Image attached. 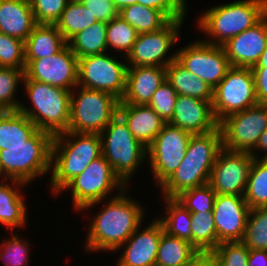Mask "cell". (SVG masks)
Returning <instances> with one entry per match:
<instances>
[{"label": "cell", "mask_w": 267, "mask_h": 266, "mask_svg": "<svg viewBox=\"0 0 267 266\" xmlns=\"http://www.w3.org/2000/svg\"><path fill=\"white\" fill-rule=\"evenodd\" d=\"M198 250L188 241L163 232L160 238L156 266H179L192 259Z\"/></svg>", "instance_id": "cell-31"}, {"label": "cell", "mask_w": 267, "mask_h": 266, "mask_svg": "<svg viewBox=\"0 0 267 266\" xmlns=\"http://www.w3.org/2000/svg\"><path fill=\"white\" fill-rule=\"evenodd\" d=\"M25 62L24 75L30 80L70 91L78 85V58L68 44L55 55Z\"/></svg>", "instance_id": "cell-17"}, {"label": "cell", "mask_w": 267, "mask_h": 266, "mask_svg": "<svg viewBox=\"0 0 267 266\" xmlns=\"http://www.w3.org/2000/svg\"><path fill=\"white\" fill-rule=\"evenodd\" d=\"M100 137L102 155L128 187L137 169L148 161L147 148L132 135L118 114L100 133Z\"/></svg>", "instance_id": "cell-7"}, {"label": "cell", "mask_w": 267, "mask_h": 266, "mask_svg": "<svg viewBox=\"0 0 267 266\" xmlns=\"http://www.w3.org/2000/svg\"><path fill=\"white\" fill-rule=\"evenodd\" d=\"M249 210L243 196L216 195L212 214L217 232V246L222 242L242 241Z\"/></svg>", "instance_id": "cell-18"}, {"label": "cell", "mask_w": 267, "mask_h": 266, "mask_svg": "<svg viewBox=\"0 0 267 266\" xmlns=\"http://www.w3.org/2000/svg\"><path fill=\"white\" fill-rule=\"evenodd\" d=\"M29 0H0V32L25 42L36 25Z\"/></svg>", "instance_id": "cell-25"}, {"label": "cell", "mask_w": 267, "mask_h": 266, "mask_svg": "<svg viewBox=\"0 0 267 266\" xmlns=\"http://www.w3.org/2000/svg\"><path fill=\"white\" fill-rule=\"evenodd\" d=\"M117 114L127 124L132 135L146 148L166 124L148 105L119 103Z\"/></svg>", "instance_id": "cell-23"}, {"label": "cell", "mask_w": 267, "mask_h": 266, "mask_svg": "<svg viewBox=\"0 0 267 266\" xmlns=\"http://www.w3.org/2000/svg\"><path fill=\"white\" fill-rule=\"evenodd\" d=\"M166 80L171 84L177 95H185L203 101H212L213 89L182 67L176 60L166 67Z\"/></svg>", "instance_id": "cell-28"}, {"label": "cell", "mask_w": 267, "mask_h": 266, "mask_svg": "<svg viewBox=\"0 0 267 266\" xmlns=\"http://www.w3.org/2000/svg\"><path fill=\"white\" fill-rule=\"evenodd\" d=\"M37 24H55L70 0H29Z\"/></svg>", "instance_id": "cell-44"}, {"label": "cell", "mask_w": 267, "mask_h": 266, "mask_svg": "<svg viewBox=\"0 0 267 266\" xmlns=\"http://www.w3.org/2000/svg\"><path fill=\"white\" fill-rule=\"evenodd\" d=\"M117 191L108 201H99L85 206L81 211L92 209L97 204H105L101 212L95 214L88 226V234L83 249L87 252L110 251L114 253L144 223V207L129 196V189ZM105 202V203H104Z\"/></svg>", "instance_id": "cell-1"}, {"label": "cell", "mask_w": 267, "mask_h": 266, "mask_svg": "<svg viewBox=\"0 0 267 266\" xmlns=\"http://www.w3.org/2000/svg\"><path fill=\"white\" fill-rule=\"evenodd\" d=\"M98 22L81 1L70 0L55 23L57 29L68 42L77 33Z\"/></svg>", "instance_id": "cell-32"}, {"label": "cell", "mask_w": 267, "mask_h": 266, "mask_svg": "<svg viewBox=\"0 0 267 266\" xmlns=\"http://www.w3.org/2000/svg\"><path fill=\"white\" fill-rule=\"evenodd\" d=\"M165 80L166 67H128L126 89L119 103L147 105L153 94Z\"/></svg>", "instance_id": "cell-22"}, {"label": "cell", "mask_w": 267, "mask_h": 266, "mask_svg": "<svg viewBox=\"0 0 267 266\" xmlns=\"http://www.w3.org/2000/svg\"><path fill=\"white\" fill-rule=\"evenodd\" d=\"M211 253L219 266H248L249 249L242 241L222 242Z\"/></svg>", "instance_id": "cell-42"}, {"label": "cell", "mask_w": 267, "mask_h": 266, "mask_svg": "<svg viewBox=\"0 0 267 266\" xmlns=\"http://www.w3.org/2000/svg\"><path fill=\"white\" fill-rule=\"evenodd\" d=\"M118 11L123 7L138 3V0H112Z\"/></svg>", "instance_id": "cell-51"}, {"label": "cell", "mask_w": 267, "mask_h": 266, "mask_svg": "<svg viewBox=\"0 0 267 266\" xmlns=\"http://www.w3.org/2000/svg\"><path fill=\"white\" fill-rule=\"evenodd\" d=\"M0 244V261L4 266H28L31 246L28 240L12 231L11 237L3 239Z\"/></svg>", "instance_id": "cell-39"}, {"label": "cell", "mask_w": 267, "mask_h": 266, "mask_svg": "<svg viewBox=\"0 0 267 266\" xmlns=\"http://www.w3.org/2000/svg\"><path fill=\"white\" fill-rule=\"evenodd\" d=\"M127 186L113 172L103 155L93 160L85 170L69 181L57 194L71 190L73 209L81 211L85 206L109 199L115 188L123 191ZM69 189V190H68Z\"/></svg>", "instance_id": "cell-9"}, {"label": "cell", "mask_w": 267, "mask_h": 266, "mask_svg": "<svg viewBox=\"0 0 267 266\" xmlns=\"http://www.w3.org/2000/svg\"><path fill=\"white\" fill-rule=\"evenodd\" d=\"M0 67L25 70L24 42L0 32Z\"/></svg>", "instance_id": "cell-41"}, {"label": "cell", "mask_w": 267, "mask_h": 266, "mask_svg": "<svg viewBox=\"0 0 267 266\" xmlns=\"http://www.w3.org/2000/svg\"><path fill=\"white\" fill-rule=\"evenodd\" d=\"M176 98L177 92L171 84L165 80L153 94L147 105L152 108L165 123H169L173 116Z\"/></svg>", "instance_id": "cell-43"}, {"label": "cell", "mask_w": 267, "mask_h": 266, "mask_svg": "<svg viewBox=\"0 0 267 266\" xmlns=\"http://www.w3.org/2000/svg\"><path fill=\"white\" fill-rule=\"evenodd\" d=\"M38 127L18 110H5L0 113V150L6 146L25 145Z\"/></svg>", "instance_id": "cell-27"}, {"label": "cell", "mask_w": 267, "mask_h": 266, "mask_svg": "<svg viewBox=\"0 0 267 266\" xmlns=\"http://www.w3.org/2000/svg\"><path fill=\"white\" fill-rule=\"evenodd\" d=\"M184 20H171L162 29L140 33L132 46L131 51L125 57L127 67L135 66H160L167 67L176 60V51L167 56L172 46L181 37L180 32ZM170 50V51H169Z\"/></svg>", "instance_id": "cell-13"}, {"label": "cell", "mask_w": 267, "mask_h": 266, "mask_svg": "<svg viewBox=\"0 0 267 266\" xmlns=\"http://www.w3.org/2000/svg\"><path fill=\"white\" fill-rule=\"evenodd\" d=\"M191 133L166 123L147 147V159L155 185L160 187L185 157Z\"/></svg>", "instance_id": "cell-12"}, {"label": "cell", "mask_w": 267, "mask_h": 266, "mask_svg": "<svg viewBox=\"0 0 267 266\" xmlns=\"http://www.w3.org/2000/svg\"><path fill=\"white\" fill-rule=\"evenodd\" d=\"M186 14L189 11L187 9V1L186 0H173Z\"/></svg>", "instance_id": "cell-53"}, {"label": "cell", "mask_w": 267, "mask_h": 266, "mask_svg": "<svg viewBox=\"0 0 267 266\" xmlns=\"http://www.w3.org/2000/svg\"><path fill=\"white\" fill-rule=\"evenodd\" d=\"M191 220V244L198 252H212L217 247V232L212 212H192Z\"/></svg>", "instance_id": "cell-34"}, {"label": "cell", "mask_w": 267, "mask_h": 266, "mask_svg": "<svg viewBox=\"0 0 267 266\" xmlns=\"http://www.w3.org/2000/svg\"><path fill=\"white\" fill-rule=\"evenodd\" d=\"M119 16L139 34L158 31L171 21L162 11L139 3L123 7L119 11Z\"/></svg>", "instance_id": "cell-30"}, {"label": "cell", "mask_w": 267, "mask_h": 266, "mask_svg": "<svg viewBox=\"0 0 267 266\" xmlns=\"http://www.w3.org/2000/svg\"><path fill=\"white\" fill-rule=\"evenodd\" d=\"M216 193L209 183L182 192L175 199L192 212H212Z\"/></svg>", "instance_id": "cell-40"}, {"label": "cell", "mask_w": 267, "mask_h": 266, "mask_svg": "<svg viewBox=\"0 0 267 266\" xmlns=\"http://www.w3.org/2000/svg\"><path fill=\"white\" fill-rule=\"evenodd\" d=\"M107 23L95 22L84 31L77 33L67 43L77 58L108 52Z\"/></svg>", "instance_id": "cell-29"}, {"label": "cell", "mask_w": 267, "mask_h": 266, "mask_svg": "<svg viewBox=\"0 0 267 266\" xmlns=\"http://www.w3.org/2000/svg\"><path fill=\"white\" fill-rule=\"evenodd\" d=\"M67 44L55 24H36L24 42L25 59H41L55 55Z\"/></svg>", "instance_id": "cell-26"}, {"label": "cell", "mask_w": 267, "mask_h": 266, "mask_svg": "<svg viewBox=\"0 0 267 266\" xmlns=\"http://www.w3.org/2000/svg\"><path fill=\"white\" fill-rule=\"evenodd\" d=\"M53 136L38 130L25 145L6 146L0 150L2 179H15L30 184L51 173Z\"/></svg>", "instance_id": "cell-6"}, {"label": "cell", "mask_w": 267, "mask_h": 266, "mask_svg": "<svg viewBox=\"0 0 267 266\" xmlns=\"http://www.w3.org/2000/svg\"><path fill=\"white\" fill-rule=\"evenodd\" d=\"M251 68H267V46L256 65Z\"/></svg>", "instance_id": "cell-52"}, {"label": "cell", "mask_w": 267, "mask_h": 266, "mask_svg": "<svg viewBox=\"0 0 267 266\" xmlns=\"http://www.w3.org/2000/svg\"><path fill=\"white\" fill-rule=\"evenodd\" d=\"M248 266H267V250H249Z\"/></svg>", "instance_id": "cell-48"}, {"label": "cell", "mask_w": 267, "mask_h": 266, "mask_svg": "<svg viewBox=\"0 0 267 266\" xmlns=\"http://www.w3.org/2000/svg\"><path fill=\"white\" fill-rule=\"evenodd\" d=\"M243 197L250 209L267 207V159L254 158Z\"/></svg>", "instance_id": "cell-35"}, {"label": "cell", "mask_w": 267, "mask_h": 266, "mask_svg": "<svg viewBox=\"0 0 267 266\" xmlns=\"http://www.w3.org/2000/svg\"><path fill=\"white\" fill-rule=\"evenodd\" d=\"M166 213L156 217L162 224L164 232L191 243V213L175 198L163 199Z\"/></svg>", "instance_id": "cell-33"}, {"label": "cell", "mask_w": 267, "mask_h": 266, "mask_svg": "<svg viewBox=\"0 0 267 266\" xmlns=\"http://www.w3.org/2000/svg\"><path fill=\"white\" fill-rule=\"evenodd\" d=\"M179 266H195V256L192 259H190L188 262L181 264Z\"/></svg>", "instance_id": "cell-54"}, {"label": "cell", "mask_w": 267, "mask_h": 266, "mask_svg": "<svg viewBox=\"0 0 267 266\" xmlns=\"http://www.w3.org/2000/svg\"><path fill=\"white\" fill-rule=\"evenodd\" d=\"M254 157L249 152L222 148L218 153L209 180L216 194L244 196Z\"/></svg>", "instance_id": "cell-16"}, {"label": "cell", "mask_w": 267, "mask_h": 266, "mask_svg": "<svg viewBox=\"0 0 267 266\" xmlns=\"http://www.w3.org/2000/svg\"><path fill=\"white\" fill-rule=\"evenodd\" d=\"M231 66L251 68L267 46V14L253 27L222 45Z\"/></svg>", "instance_id": "cell-21"}, {"label": "cell", "mask_w": 267, "mask_h": 266, "mask_svg": "<svg viewBox=\"0 0 267 266\" xmlns=\"http://www.w3.org/2000/svg\"><path fill=\"white\" fill-rule=\"evenodd\" d=\"M258 104L251 68L231 66L213 89L212 106L220 123L227 116Z\"/></svg>", "instance_id": "cell-11"}, {"label": "cell", "mask_w": 267, "mask_h": 266, "mask_svg": "<svg viewBox=\"0 0 267 266\" xmlns=\"http://www.w3.org/2000/svg\"><path fill=\"white\" fill-rule=\"evenodd\" d=\"M242 242L249 250H267V207L249 210Z\"/></svg>", "instance_id": "cell-37"}, {"label": "cell", "mask_w": 267, "mask_h": 266, "mask_svg": "<svg viewBox=\"0 0 267 266\" xmlns=\"http://www.w3.org/2000/svg\"><path fill=\"white\" fill-rule=\"evenodd\" d=\"M24 71L14 68L0 67V109L18 110L20 107L19 99L16 97L19 83L23 82Z\"/></svg>", "instance_id": "cell-38"}, {"label": "cell", "mask_w": 267, "mask_h": 266, "mask_svg": "<svg viewBox=\"0 0 267 266\" xmlns=\"http://www.w3.org/2000/svg\"><path fill=\"white\" fill-rule=\"evenodd\" d=\"M97 21L109 23L119 11L112 0H81Z\"/></svg>", "instance_id": "cell-45"}, {"label": "cell", "mask_w": 267, "mask_h": 266, "mask_svg": "<svg viewBox=\"0 0 267 266\" xmlns=\"http://www.w3.org/2000/svg\"><path fill=\"white\" fill-rule=\"evenodd\" d=\"M169 124L180 127L192 135L210 133L219 128L212 101L185 95H177Z\"/></svg>", "instance_id": "cell-20"}, {"label": "cell", "mask_w": 267, "mask_h": 266, "mask_svg": "<svg viewBox=\"0 0 267 266\" xmlns=\"http://www.w3.org/2000/svg\"><path fill=\"white\" fill-rule=\"evenodd\" d=\"M264 151L263 155L260 156L258 152L256 151ZM250 154L255 158V159H267V128L266 130L261 134L259 137V140L255 146V148L250 152ZM259 156V157H258Z\"/></svg>", "instance_id": "cell-50"}, {"label": "cell", "mask_w": 267, "mask_h": 266, "mask_svg": "<svg viewBox=\"0 0 267 266\" xmlns=\"http://www.w3.org/2000/svg\"><path fill=\"white\" fill-rule=\"evenodd\" d=\"M109 53L78 58V86L107 92L119 101L126 89L127 62ZM120 59V60H119Z\"/></svg>", "instance_id": "cell-10"}, {"label": "cell", "mask_w": 267, "mask_h": 266, "mask_svg": "<svg viewBox=\"0 0 267 266\" xmlns=\"http://www.w3.org/2000/svg\"><path fill=\"white\" fill-rule=\"evenodd\" d=\"M222 148L220 127L210 133L191 135L184 159L159 187L161 197L176 198L186 190L209 183L212 167Z\"/></svg>", "instance_id": "cell-2"}, {"label": "cell", "mask_w": 267, "mask_h": 266, "mask_svg": "<svg viewBox=\"0 0 267 266\" xmlns=\"http://www.w3.org/2000/svg\"><path fill=\"white\" fill-rule=\"evenodd\" d=\"M153 220L143 230L141 224L115 251H122L115 266H156L158 246L164 229L158 219Z\"/></svg>", "instance_id": "cell-19"}, {"label": "cell", "mask_w": 267, "mask_h": 266, "mask_svg": "<svg viewBox=\"0 0 267 266\" xmlns=\"http://www.w3.org/2000/svg\"><path fill=\"white\" fill-rule=\"evenodd\" d=\"M102 155L100 134L66 131L53 136L51 194H57L74 177Z\"/></svg>", "instance_id": "cell-3"}, {"label": "cell", "mask_w": 267, "mask_h": 266, "mask_svg": "<svg viewBox=\"0 0 267 266\" xmlns=\"http://www.w3.org/2000/svg\"><path fill=\"white\" fill-rule=\"evenodd\" d=\"M138 3L162 11L170 20H186L187 14L173 0H138Z\"/></svg>", "instance_id": "cell-46"}, {"label": "cell", "mask_w": 267, "mask_h": 266, "mask_svg": "<svg viewBox=\"0 0 267 266\" xmlns=\"http://www.w3.org/2000/svg\"><path fill=\"white\" fill-rule=\"evenodd\" d=\"M139 33L126 22L122 17L117 15L112 21L107 23V46L108 52L111 49L118 50L124 57L131 51L133 44L137 40Z\"/></svg>", "instance_id": "cell-36"}, {"label": "cell", "mask_w": 267, "mask_h": 266, "mask_svg": "<svg viewBox=\"0 0 267 266\" xmlns=\"http://www.w3.org/2000/svg\"><path fill=\"white\" fill-rule=\"evenodd\" d=\"M176 51V61L214 89L231 67L223 46L202 39L190 42Z\"/></svg>", "instance_id": "cell-14"}, {"label": "cell", "mask_w": 267, "mask_h": 266, "mask_svg": "<svg viewBox=\"0 0 267 266\" xmlns=\"http://www.w3.org/2000/svg\"><path fill=\"white\" fill-rule=\"evenodd\" d=\"M258 104L267 105V68H251Z\"/></svg>", "instance_id": "cell-47"}, {"label": "cell", "mask_w": 267, "mask_h": 266, "mask_svg": "<svg viewBox=\"0 0 267 266\" xmlns=\"http://www.w3.org/2000/svg\"><path fill=\"white\" fill-rule=\"evenodd\" d=\"M118 104L119 100L107 92L77 85L71 91L68 131L100 134L117 115Z\"/></svg>", "instance_id": "cell-8"}, {"label": "cell", "mask_w": 267, "mask_h": 266, "mask_svg": "<svg viewBox=\"0 0 267 266\" xmlns=\"http://www.w3.org/2000/svg\"><path fill=\"white\" fill-rule=\"evenodd\" d=\"M219 127L224 149L250 153L267 128V105L256 104L231 114L219 123Z\"/></svg>", "instance_id": "cell-15"}, {"label": "cell", "mask_w": 267, "mask_h": 266, "mask_svg": "<svg viewBox=\"0 0 267 266\" xmlns=\"http://www.w3.org/2000/svg\"><path fill=\"white\" fill-rule=\"evenodd\" d=\"M22 83L31 108L21 103L18 111L26 115L40 131L52 136L68 131L71 91L30 80L25 75Z\"/></svg>", "instance_id": "cell-5"}, {"label": "cell", "mask_w": 267, "mask_h": 266, "mask_svg": "<svg viewBox=\"0 0 267 266\" xmlns=\"http://www.w3.org/2000/svg\"><path fill=\"white\" fill-rule=\"evenodd\" d=\"M195 266H219L211 252H198L195 255Z\"/></svg>", "instance_id": "cell-49"}, {"label": "cell", "mask_w": 267, "mask_h": 266, "mask_svg": "<svg viewBox=\"0 0 267 266\" xmlns=\"http://www.w3.org/2000/svg\"><path fill=\"white\" fill-rule=\"evenodd\" d=\"M267 14V0H237L206 9L197 18L203 41L222 46L230 38L253 27Z\"/></svg>", "instance_id": "cell-4"}, {"label": "cell", "mask_w": 267, "mask_h": 266, "mask_svg": "<svg viewBox=\"0 0 267 266\" xmlns=\"http://www.w3.org/2000/svg\"><path fill=\"white\" fill-rule=\"evenodd\" d=\"M26 185L15 179H3L0 182V224L13 232L15 228L20 229L27 224L26 199L20 190Z\"/></svg>", "instance_id": "cell-24"}]
</instances>
